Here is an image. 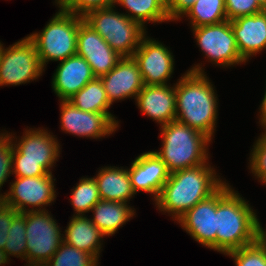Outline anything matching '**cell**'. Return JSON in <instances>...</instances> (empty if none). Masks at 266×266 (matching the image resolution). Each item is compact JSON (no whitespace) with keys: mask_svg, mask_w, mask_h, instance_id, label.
<instances>
[{"mask_svg":"<svg viewBox=\"0 0 266 266\" xmlns=\"http://www.w3.org/2000/svg\"><path fill=\"white\" fill-rule=\"evenodd\" d=\"M199 65L175 84L176 120L212 139L217 119V96Z\"/></svg>","mask_w":266,"mask_h":266,"instance_id":"6da1fadb","label":"cell"},{"mask_svg":"<svg viewBox=\"0 0 266 266\" xmlns=\"http://www.w3.org/2000/svg\"><path fill=\"white\" fill-rule=\"evenodd\" d=\"M208 163L169 174L155 204L178 220L197 203L215 193L225 182L216 178Z\"/></svg>","mask_w":266,"mask_h":266,"instance_id":"7a4b0ae2","label":"cell"},{"mask_svg":"<svg viewBox=\"0 0 266 266\" xmlns=\"http://www.w3.org/2000/svg\"><path fill=\"white\" fill-rule=\"evenodd\" d=\"M256 214L224 183L216 191V251L228 253L255 243Z\"/></svg>","mask_w":266,"mask_h":266,"instance_id":"3957f363","label":"cell"},{"mask_svg":"<svg viewBox=\"0 0 266 266\" xmlns=\"http://www.w3.org/2000/svg\"><path fill=\"white\" fill-rule=\"evenodd\" d=\"M162 149L154 151L169 173L207 163V145L211 139L185 124L172 121L161 126Z\"/></svg>","mask_w":266,"mask_h":266,"instance_id":"277c9868","label":"cell"},{"mask_svg":"<svg viewBox=\"0 0 266 266\" xmlns=\"http://www.w3.org/2000/svg\"><path fill=\"white\" fill-rule=\"evenodd\" d=\"M83 21V16L59 9L42 32L28 36L36 46L43 68L50 60L62 61L76 54L77 33Z\"/></svg>","mask_w":266,"mask_h":266,"instance_id":"5b68a950","label":"cell"},{"mask_svg":"<svg viewBox=\"0 0 266 266\" xmlns=\"http://www.w3.org/2000/svg\"><path fill=\"white\" fill-rule=\"evenodd\" d=\"M18 144L13 143V173L16 177H37L52 173L59 157V143L46 130H25Z\"/></svg>","mask_w":266,"mask_h":266,"instance_id":"8992f818","label":"cell"},{"mask_svg":"<svg viewBox=\"0 0 266 266\" xmlns=\"http://www.w3.org/2000/svg\"><path fill=\"white\" fill-rule=\"evenodd\" d=\"M113 7L94 9L83 20L122 57H132L145 36V28Z\"/></svg>","mask_w":266,"mask_h":266,"instance_id":"52a82bcc","label":"cell"},{"mask_svg":"<svg viewBox=\"0 0 266 266\" xmlns=\"http://www.w3.org/2000/svg\"><path fill=\"white\" fill-rule=\"evenodd\" d=\"M26 260L29 266H44L63 242L59 226L48 211H27Z\"/></svg>","mask_w":266,"mask_h":266,"instance_id":"ba28073f","label":"cell"},{"mask_svg":"<svg viewBox=\"0 0 266 266\" xmlns=\"http://www.w3.org/2000/svg\"><path fill=\"white\" fill-rule=\"evenodd\" d=\"M44 71L34 42L25 37L0 53V86L35 80Z\"/></svg>","mask_w":266,"mask_h":266,"instance_id":"9c48e42d","label":"cell"},{"mask_svg":"<svg viewBox=\"0 0 266 266\" xmlns=\"http://www.w3.org/2000/svg\"><path fill=\"white\" fill-rule=\"evenodd\" d=\"M200 49L215 64L231 66L246 62L240 55L231 22H223L192 28Z\"/></svg>","mask_w":266,"mask_h":266,"instance_id":"30bf717a","label":"cell"},{"mask_svg":"<svg viewBox=\"0 0 266 266\" xmlns=\"http://www.w3.org/2000/svg\"><path fill=\"white\" fill-rule=\"evenodd\" d=\"M53 180L55 181L52 173L37 177H16L10 191L5 195L0 194V198L19 213L27 212L25 205L33 206V209L28 211H45L41 208L50 205L56 197ZM34 207H39V210Z\"/></svg>","mask_w":266,"mask_h":266,"instance_id":"8fae6325","label":"cell"},{"mask_svg":"<svg viewBox=\"0 0 266 266\" xmlns=\"http://www.w3.org/2000/svg\"><path fill=\"white\" fill-rule=\"evenodd\" d=\"M132 57L138 65L144 85H167L174 69V59L164 45L144 36Z\"/></svg>","mask_w":266,"mask_h":266,"instance_id":"7c38bea8","label":"cell"},{"mask_svg":"<svg viewBox=\"0 0 266 266\" xmlns=\"http://www.w3.org/2000/svg\"><path fill=\"white\" fill-rule=\"evenodd\" d=\"M76 54L88 62L93 75L98 78L107 74L122 58L84 21L79 25L77 33Z\"/></svg>","mask_w":266,"mask_h":266,"instance_id":"4fadbf2b","label":"cell"},{"mask_svg":"<svg viewBox=\"0 0 266 266\" xmlns=\"http://www.w3.org/2000/svg\"><path fill=\"white\" fill-rule=\"evenodd\" d=\"M61 130L80 137L101 138L110 135L118 127L104 113L86 112L68 100L61 101Z\"/></svg>","mask_w":266,"mask_h":266,"instance_id":"5bb4252c","label":"cell"},{"mask_svg":"<svg viewBox=\"0 0 266 266\" xmlns=\"http://www.w3.org/2000/svg\"><path fill=\"white\" fill-rule=\"evenodd\" d=\"M179 221V222H178ZM195 241L216 250V192L197 203L178 220Z\"/></svg>","mask_w":266,"mask_h":266,"instance_id":"9a60e30c","label":"cell"},{"mask_svg":"<svg viewBox=\"0 0 266 266\" xmlns=\"http://www.w3.org/2000/svg\"><path fill=\"white\" fill-rule=\"evenodd\" d=\"M100 79L111 104L129 97L136 99L144 87L142 75L133 57H122L116 66Z\"/></svg>","mask_w":266,"mask_h":266,"instance_id":"2e32d148","label":"cell"},{"mask_svg":"<svg viewBox=\"0 0 266 266\" xmlns=\"http://www.w3.org/2000/svg\"><path fill=\"white\" fill-rule=\"evenodd\" d=\"M131 164L128 173L135 194L144 191L154 195L156 200L170 174L165 163L150 151L139 155Z\"/></svg>","mask_w":266,"mask_h":266,"instance_id":"e0dca14e","label":"cell"},{"mask_svg":"<svg viewBox=\"0 0 266 266\" xmlns=\"http://www.w3.org/2000/svg\"><path fill=\"white\" fill-rule=\"evenodd\" d=\"M60 62L52 78V88L62 101L70 99L95 76L88 62L78 54Z\"/></svg>","mask_w":266,"mask_h":266,"instance_id":"ac0fdd59","label":"cell"},{"mask_svg":"<svg viewBox=\"0 0 266 266\" xmlns=\"http://www.w3.org/2000/svg\"><path fill=\"white\" fill-rule=\"evenodd\" d=\"M136 101L142 113L161 126L176 120L175 86L144 85L138 93Z\"/></svg>","mask_w":266,"mask_h":266,"instance_id":"d6986e66","label":"cell"},{"mask_svg":"<svg viewBox=\"0 0 266 266\" xmlns=\"http://www.w3.org/2000/svg\"><path fill=\"white\" fill-rule=\"evenodd\" d=\"M230 22L238 51L245 61L266 49V10L255 15L240 16Z\"/></svg>","mask_w":266,"mask_h":266,"instance_id":"ffe728a7","label":"cell"},{"mask_svg":"<svg viewBox=\"0 0 266 266\" xmlns=\"http://www.w3.org/2000/svg\"><path fill=\"white\" fill-rule=\"evenodd\" d=\"M105 235L84 215H73L67 228L63 242L93 255L97 260L101 249V239Z\"/></svg>","mask_w":266,"mask_h":266,"instance_id":"44dd1931","label":"cell"},{"mask_svg":"<svg viewBox=\"0 0 266 266\" xmlns=\"http://www.w3.org/2000/svg\"><path fill=\"white\" fill-rule=\"evenodd\" d=\"M95 180L101 200L127 203L135 194L128 169L115 166L101 168Z\"/></svg>","mask_w":266,"mask_h":266,"instance_id":"7402d4cb","label":"cell"},{"mask_svg":"<svg viewBox=\"0 0 266 266\" xmlns=\"http://www.w3.org/2000/svg\"><path fill=\"white\" fill-rule=\"evenodd\" d=\"M94 213L91 222L106 236L115 234L126 221H129L134 209L127 203L118 201L100 200L92 210Z\"/></svg>","mask_w":266,"mask_h":266,"instance_id":"603a6c76","label":"cell"},{"mask_svg":"<svg viewBox=\"0 0 266 266\" xmlns=\"http://www.w3.org/2000/svg\"><path fill=\"white\" fill-rule=\"evenodd\" d=\"M68 101L80 110L104 113L118 126V121L108 111V108L112 104L107 98L103 82L100 78L95 77L89 81L79 92L68 99Z\"/></svg>","mask_w":266,"mask_h":266,"instance_id":"cb8c5ba5","label":"cell"},{"mask_svg":"<svg viewBox=\"0 0 266 266\" xmlns=\"http://www.w3.org/2000/svg\"><path fill=\"white\" fill-rule=\"evenodd\" d=\"M124 6L131 14H126L132 21L139 23L143 28L146 21H170L166 12V3L163 0H115L114 5Z\"/></svg>","mask_w":266,"mask_h":266,"instance_id":"d4e9b609","label":"cell"},{"mask_svg":"<svg viewBox=\"0 0 266 266\" xmlns=\"http://www.w3.org/2000/svg\"><path fill=\"white\" fill-rule=\"evenodd\" d=\"M185 15L192 20V28L223 22L227 20L225 0H195Z\"/></svg>","mask_w":266,"mask_h":266,"instance_id":"484cf974","label":"cell"},{"mask_svg":"<svg viewBox=\"0 0 266 266\" xmlns=\"http://www.w3.org/2000/svg\"><path fill=\"white\" fill-rule=\"evenodd\" d=\"M71 205L76 215H84L101 200L98 184L95 178H81L80 182L72 189Z\"/></svg>","mask_w":266,"mask_h":266,"instance_id":"4316f807","label":"cell"},{"mask_svg":"<svg viewBox=\"0 0 266 266\" xmlns=\"http://www.w3.org/2000/svg\"><path fill=\"white\" fill-rule=\"evenodd\" d=\"M97 262L93 255L62 242L44 266H97Z\"/></svg>","mask_w":266,"mask_h":266,"instance_id":"83f0119b","label":"cell"},{"mask_svg":"<svg viewBox=\"0 0 266 266\" xmlns=\"http://www.w3.org/2000/svg\"><path fill=\"white\" fill-rule=\"evenodd\" d=\"M26 217L19 213L12 221L10 229L8 231L7 241L4 246V250L9 255L17 256L26 259L27 247H26ZM25 257V258H24Z\"/></svg>","mask_w":266,"mask_h":266,"instance_id":"f1b7e54d","label":"cell"},{"mask_svg":"<svg viewBox=\"0 0 266 266\" xmlns=\"http://www.w3.org/2000/svg\"><path fill=\"white\" fill-rule=\"evenodd\" d=\"M236 266H266V250L256 243L230 251Z\"/></svg>","mask_w":266,"mask_h":266,"instance_id":"f546056e","label":"cell"},{"mask_svg":"<svg viewBox=\"0 0 266 266\" xmlns=\"http://www.w3.org/2000/svg\"><path fill=\"white\" fill-rule=\"evenodd\" d=\"M115 0H58L56 3L63 11L84 16L87 12L114 6Z\"/></svg>","mask_w":266,"mask_h":266,"instance_id":"4dcf8cb0","label":"cell"},{"mask_svg":"<svg viewBox=\"0 0 266 266\" xmlns=\"http://www.w3.org/2000/svg\"><path fill=\"white\" fill-rule=\"evenodd\" d=\"M252 151L250 169L258 180L266 184V134L257 139Z\"/></svg>","mask_w":266,"mask_h":266,"instance_id":"1f68e13d","label":"cell"},{"mask_svg":"<svg viewBox=\"0 0 266 266\" xmlns=\"http://www.w3.org/2000/svg\"><path fill=\"white\" fill-rule=\"evenodd\" d=\"M2 134V135H1ZM0 134V188L9 175L13 174V141L10 134Z\"/></svg>","mask_w":266,"mask_h":266,"instance_id":"d6a6232c","label":"cell"},{"mask_svg":"<svg viewBox=\"0 0 266 266\" xmlns=\"http://www.w3.org/2000/svg\"><path fill=\"white\" fill-rule=\"evenodd\" d=\"M225 10L229 21L240 16L255 15L264 11L257 0H225Z\"/></svg>","mask_w":266,"mask_h":266,"instance_id":"836d02e7","label":"cell"},{"mask_svg":"<svg viewBox=\"0 0 266 266\" xmlns=\"http://www.w3.org/2000/svg\"><path fill=\"white\" fill-rule=\"evenodd\" d=\"M18 214L15 208L0 198V250H4L10 225Z\"/></svg>","mask_w":266,"mask_h":266,"instance_id":"e575fe53","label":"cell"},{"mask_svg":"<svg viewBox=\"0 0 266 266\" xmlns=\"http://www.w3.org/2000/svg\"><path fill=\"white\" fill-rule=\"evenodd\" d=\"M195 0H168L166 12L169 20H178L193 6Z\"/></svg>","mask_w":266,"mask_h":266,"instance_id":"d590c367","label":"cell"},{"mask_svg":"<svg viewBox=\"0 0 266 266\" xmlns=\"http://www.w3.org/2000/svg\"><path fill=\"white\" fill-rule=\"evenodd\" d=\"M255 243L266 250V231L263 230L257 217H255Z\"/></svg>","mask_w":266,"mask_h":266,"instance_id":"8d00e7d4","label":"cell"},{"mask_svg":"<svg viewBox=\"0 0 266 266\" xmlns=\"http://www.w3.org/2000/svg\"><path fill=\"white\" fill-rule=\"evenodd\" d=\"M260 112L261 113H260V121L259 122H261V125L265 129V133H263V134H266V91H265L263 101L260 105Z\"/></svg>","mask_w":266,"mask_h":266,"instance_id":"74e56055","label":"cell"},{"mask_svg":"<svg viewBox=\"0 0 266 266\" xmlns=\"http://www.w3.org/2000/svg\"><path fill=\"white\" fill-rule=\"evenodd\" d=\"M9 257L5 250H0V265L6 264Z\"/></svg>","mask_w":266,"mask_h":266,"instance_id":"f35d334b","label":"cell"},{"mask_svg":"<svg viewBox=\"0 0 266 266\" xmlns=\"http://www.w3.org/2000/svg\"><path fill=\"white\" fill-rule=\"evenodd\" d=\"M259 5L266 10V0H257Z\"/></svg>","mask_w":266,"mask_h":266,"instance_id":"ab89813d","label":"cell"},{"mask_svg":"<svg viewBox=\"0 0 266 266\" xmlns=\"http://www.w3.org/2000/svg\"><path fill=\"white\" fill-rule=\"evenodd\" d=\"M2 47H3V44H1V42H0V53L2 51Z\"/></svg>","mask_w":266,"mask_h":266,"instance_id":"60d3db41","label":"cell"}]
</instances>
